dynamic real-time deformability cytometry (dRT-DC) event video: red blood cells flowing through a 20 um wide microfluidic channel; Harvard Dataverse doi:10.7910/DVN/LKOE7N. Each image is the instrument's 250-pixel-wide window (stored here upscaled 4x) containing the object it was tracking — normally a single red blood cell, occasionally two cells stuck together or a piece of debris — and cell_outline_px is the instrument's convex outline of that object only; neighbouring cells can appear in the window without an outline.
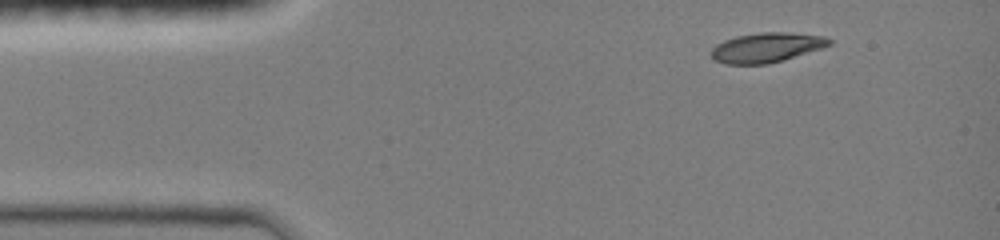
{"species": "common noctule bat (a hibernating species)", "species_latin": "Nyctalus noctula", "temperature_condition": "room temperature", "stored_images_in_passage": 23, "camera_frame_rate_fps": 3000, "um_per_image_px": 0.085, "animal": {"sex": "female", "body_mass_g": 19.0, "forearm_length_mm": 51.5}, "frame": {"image": 1, "passage_image": 1, "time_ms": 0.0, "image_size_px": [1000, 240], "cell_outline_px": [[832, 44], [784, 60], [768, 64], [724, 64], [712, 60], [708, 52], [716, 44], [724, 40], [736, 36], [760, 32], [784, 32], [824, 36], [832, 40]], "centroid_in_image_um": [65.08, 4.05], "position_along_channel_um": 19.9, "area_um2": 20.58}}
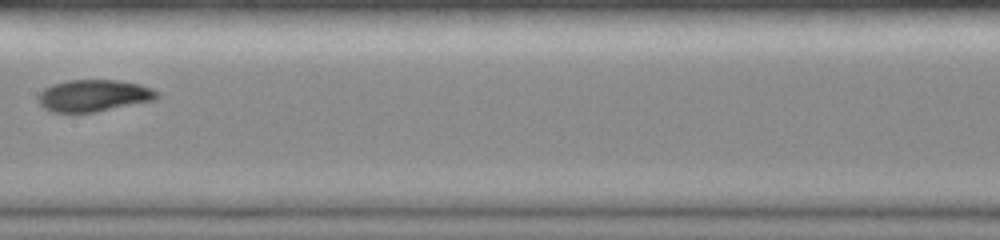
{"frame": {"image": 2, "passage_image": 12, "time_ms": 6.0, "image_size_px": [1000, 240], "cell_outline_px": [[160, 96], [156, 100], [96, 112], [52, 112], [44, 108], [40, 104], [36, 96], [44, 88], [52, 84], [68, 80], [120, 80], [140, 84], [152, 88], [160, 92]], "centroid_in_image_um": [7.99, 8.12], "position_along_channel_um": 199.4, "area_um2": 22.37}}
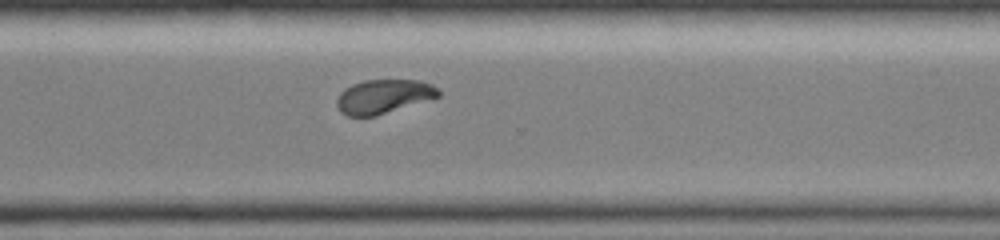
{"frame": {"image": 3, "passage_image": 23, "time_ms": 9.333, "image_size_px": [1000, 240], "cell_outline_px": [[440, 96], [376, 116], [348, 116], [340, 112], [336, 104], [336, 100], [340, 92], [344, 88], [352, 84], [364, 80], [420, 80], [432, 84], [440, 92]], "centroid_in_image_um": [32.57, 8.2], "position_along_channel_um": 338.0, "area_um2": 20.17}}